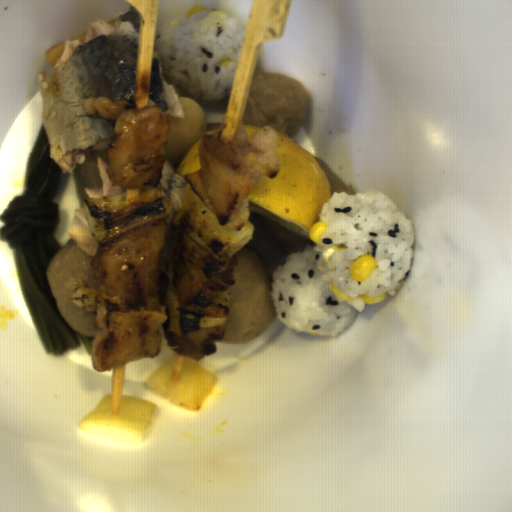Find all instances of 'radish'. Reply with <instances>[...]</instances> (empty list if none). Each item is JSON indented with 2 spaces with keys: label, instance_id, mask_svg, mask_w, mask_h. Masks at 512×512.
Wrapping results in <instances>:
<instances>
[{
  "label": "radish",
  "instance_id": "obj_3",
  "mask_svg": "<svg viewBox=\"0 0 512 512\" xmlns=\"http://www.w3.org/2000/svg\"><path fill=\"white\" fill-rule=\"evenodd\" d=\"M322 169L328 185L330 187L331 197L334 192H346L351 195H357L350 185L340 178L328 165H326L319 157L315 158Z\"/></svg>",
  "mask_w": 512,
  "mask_h": 512
},
{
  "label": "radish",
  "instance_id": "obj_1",
  "mask_svg": "<svg viewBox=\"0 0 512 512\" xmlns=\"http://www.w3.org/2000/svg\"><path fill=\"white\" fill-rule=\"evenodd\" d=\"M108 150L109 148L92 153L87 160L72 170L77 197L81 208L83 207L84 200L88 198L85 187H90L92 189L101 188L103 184L98 164V157H101L108 165Z\"/></svg>",
  "mask_w": 512,
  "mask_h": 512
},
{
  "label": "radish",
  "instance_id": "obj_2",
  "mask_svg": "<svg viewBox=\"0 0 512 512\" xmlns=\"http://www.w3.org/2000/svg\"><path fill=\"white\" fill-rule=\"evenodd\" d=\"M252 217L258 227L267 233L278 248L288 256L302 251L306 245L313 246L312 240L304 238L268 218L253 213Z\"/></svg>",
  "mask_w": 512,
  "mask_h": 512
}]
</instances>
